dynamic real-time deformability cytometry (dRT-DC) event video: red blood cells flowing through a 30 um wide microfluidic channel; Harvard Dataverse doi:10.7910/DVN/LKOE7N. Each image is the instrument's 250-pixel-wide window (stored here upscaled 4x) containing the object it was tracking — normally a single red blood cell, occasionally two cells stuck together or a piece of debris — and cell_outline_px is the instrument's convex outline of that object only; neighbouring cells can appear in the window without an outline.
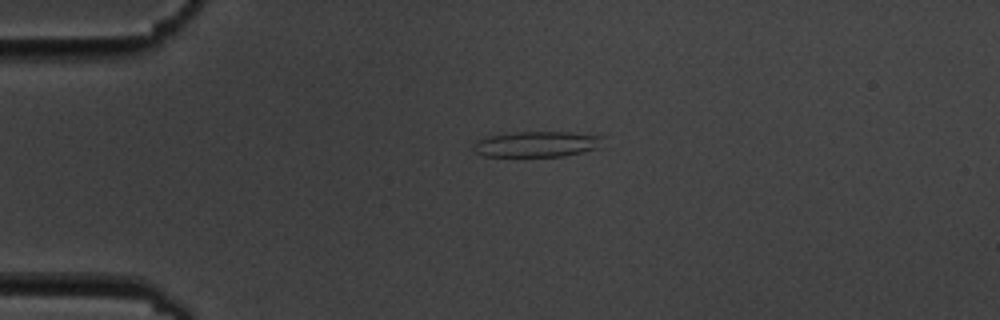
{"species": "common noctule bat (a hibernating species)", "species_latin": "Nyctalus noctula", "temperature_condition": "cold", "stored_images_in_passage": 4, "camera_frame_rate_fps": 3000, "um_per_image_px": 0.085, "animal": {"sex": "male", "body_mass_g": 19.5, "forearm_length_mm": 54.6}, "frame": {"image": 1, "passage_image": 3, "time_ms": 3.0, "image_size_px": [1000, 320], "cell_outline_px": [[604, 136], [600, 148], [564, 156], [484, 156], [476, 152], [472, 148], [472, 144], [476, 140], [484, 136], [516, 132], [572, 132]], "centroid_in_image_um": [45.61, 12.24], "position_along_channel_um": 39.4, "area_um2": 19.59}}